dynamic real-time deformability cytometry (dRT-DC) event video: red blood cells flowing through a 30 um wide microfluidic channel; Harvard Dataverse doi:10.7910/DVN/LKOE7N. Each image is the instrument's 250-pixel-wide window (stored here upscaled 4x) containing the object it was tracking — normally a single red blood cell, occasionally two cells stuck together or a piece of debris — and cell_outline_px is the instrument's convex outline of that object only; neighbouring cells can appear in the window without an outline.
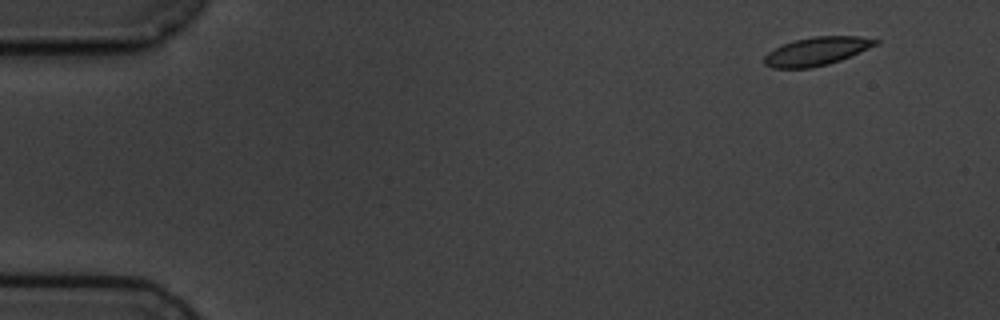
{"species": "common noctule bat (a hibernating species)", "species_latin": "Nyctalus noctula", "temperature_condition": "cold", "stored_images_in_passage": 4, "camera_frame_rate_fps": 3000, "um_per_image_px": 0.085, "animal": {"sex": "male", "body_mass_g": 19.5, "forearm_length_mm": 54.6}, "frame": {"image": 1, "passage_image": 1, "time_ms": 0.0, "image_size_px": [1000, 320], "cell_outline_px": [[880, 40], [876, 44], [860, 52], [840, 60], [828, 64], [812, 68], [772, 68], [764, 64], [764, 56], [768, 52], [792, 40], [812, 36], [860, 36]], "centroid_in_image_um": [69.39, 4.35], "position_along_channel_um": 15.6, "area_um2": 18.32}}
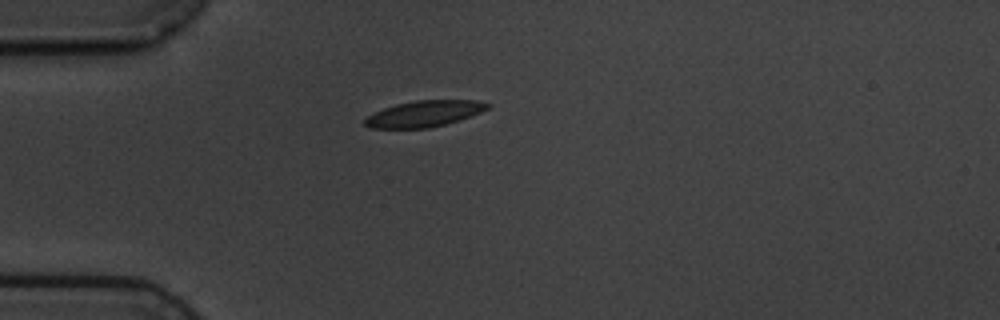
{"frame": {"image": 2, "passage_image": 4, "time_ms": 3.667, "image_size_px": [1000, 320], "cell_outline_px": [[492, 104], [488, 108], [480, 112], [460, 120], [428, 128], [368, 128], [364, 124], [364, 120], [372, 112], [396, 104], [416, 100], [480, 100]], "centroid_in_image_um": [36.05, 9.66], "position_along_channel_um": 48.9, "area_um2": 18.73}}